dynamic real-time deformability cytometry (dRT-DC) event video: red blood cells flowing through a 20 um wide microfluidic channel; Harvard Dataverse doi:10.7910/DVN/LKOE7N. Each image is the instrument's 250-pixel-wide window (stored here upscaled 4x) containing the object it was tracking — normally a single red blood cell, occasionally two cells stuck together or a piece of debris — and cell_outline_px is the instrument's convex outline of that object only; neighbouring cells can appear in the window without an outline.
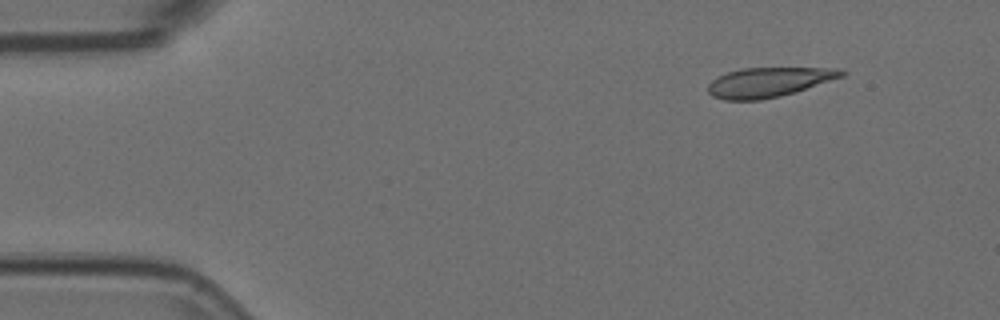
{"species": "Egyptian fruit bat (a non-hibernating species)", "species_latin": "Rousettus aegyptiacus", "temperature_condition": "room temperature", "stored_images_in_passage": 7, "camera_frame_rate_fps": 3000, "um_per_image_px": 0.085, "animal": {"sex": "female"}, "frame": {"image": 1, "passage_image": 2, "time_ms": 0.333, "image_size_px": [1000, 320], "cell_outline_px": [[848, 72], [844, 76], [796, 92], [780, 96], [760, 100], [724, 100], [712, 96], [708, 92], [708, 84], [712, 80], [728, 72], [744, 68], [836, 68]], "centroid_in_image_um": [65.36, 6.99], "position_along_channel_um": 19.6, "area_um2": 23.0}}
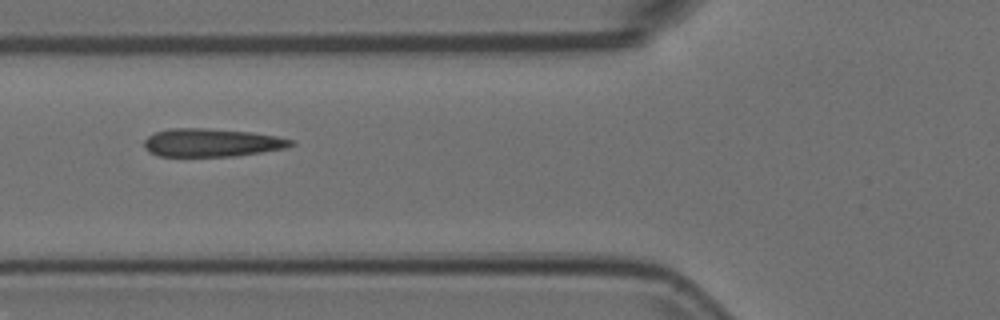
{"frame": {"image": 2, "passage_image": 5, "time_ms": 1.333, "image_size_px": [1000, 320], "cell_outline_px": [[296, 144], [284, 148], [236, 156], [156, 156], [148, 152], [144, 148], [144, 140], [148, 136], [156, 132], [168, 128], [204, 128], [252, 132], [276, 136], [292, 140]], "centroid_in_image_um": [17.95, 12.12], "position_along_channel_um": 107.9, "area_um2": 24.1}}
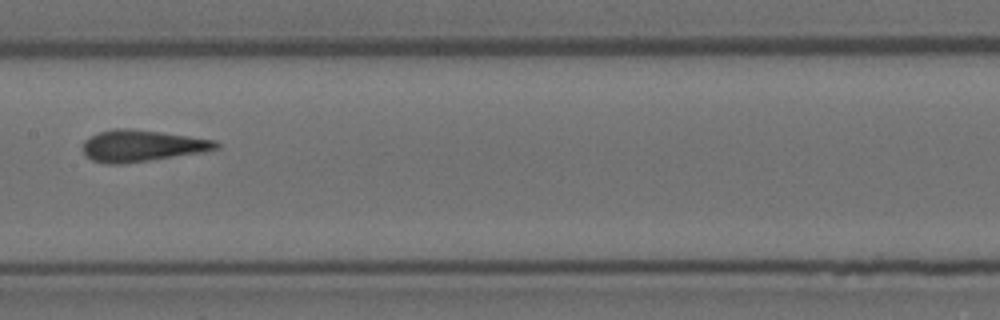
{"frame": {"image": 3, "passage_image": 7, "time_ms": 2.0, "image_size_px": [1000, 320], "cell_outline_px": [[220, 148], [204, 152], [120, 164], [104, 164], [92, 160], [84, 152], [84, 140], [100, 132], [116, 128], [128, 128], [160, 132], [216, 140], [220, 144]], "centroid_in_image_um": [12.09, 12.39], "position_along_channel_um": 195.3, "area_um2": 24.22}}